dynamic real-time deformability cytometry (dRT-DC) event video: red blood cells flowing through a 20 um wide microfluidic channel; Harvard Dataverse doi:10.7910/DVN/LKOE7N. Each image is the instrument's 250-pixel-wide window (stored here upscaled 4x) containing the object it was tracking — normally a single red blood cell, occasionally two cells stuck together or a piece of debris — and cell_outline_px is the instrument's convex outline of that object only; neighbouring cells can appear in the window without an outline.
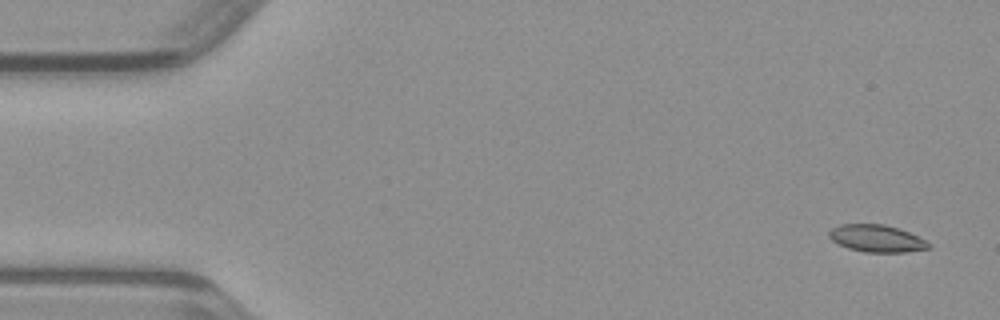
{"species": "common noctule bat (a hibernating species)", "species_latin": "Nyctalus noctula", "temperature_condition": "warm", "stored_images_in_passage": 46, "camera_frame_rate_fps": 3000, "um_per_image_px": 0.085, "animal": {"sex": "male", "body_mass_g": 23.1, "forearm_length_mm": 52.7}, "frame": {"image": 1, "passage_image": 1, "time_ms": 0.0, "image_size_px": [1000, 320], "cell_outline_px": [[932, 248], [908, 252], [864, 252], [848, 248], [832, 240], [828, 236], [828, 232], [832, 228], [840, 224], [884, 224], [908, 232], [932, 244]], "centroid_in_image_um": [74.52, 20.27], "position_along_channel_um": 10.5, "area_um2": 15.72}}
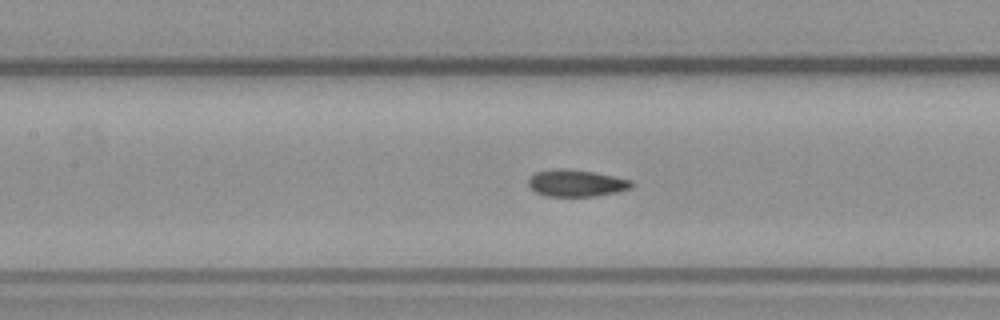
{"frame": {"image": 2, "passage_image": 20, "time_ms": 6.333, "image_size_px": [1000, 320], "cell_outline_px": [[636, 184], [632, 188], [616, 192], [596, 196], [544, 196], [536, 192], [528, 184], [528, 180], [536, 172], [552, 168], [564, 168], [592, 172], [632, 180]], "centroid_in_image_um": [49.0, 15.56], "position_along_channel_um": 158.4, "area_um2": 16.18}}
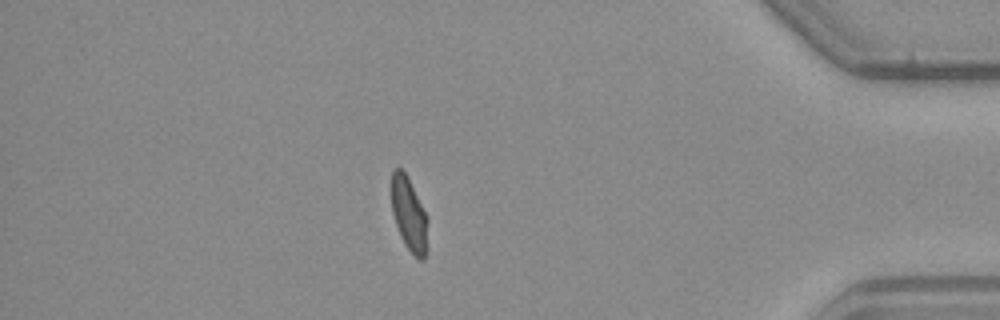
{"frame": {"image": 3, "passage_image": 40, "time_ms": 13.0, "image_size_px": [1000, 320], "cell_outline_px": [[428, 220], [424, 260], [420, 260], [404, 244], [400, 236], [392, 212], [392, 172], [396, 168], [400, 168], [408, 176], [428, 216]], "centroid_in_image_um": [34.77, 18.18], "position_along_channel_um": 400.4, "area_um2": 15.43}}